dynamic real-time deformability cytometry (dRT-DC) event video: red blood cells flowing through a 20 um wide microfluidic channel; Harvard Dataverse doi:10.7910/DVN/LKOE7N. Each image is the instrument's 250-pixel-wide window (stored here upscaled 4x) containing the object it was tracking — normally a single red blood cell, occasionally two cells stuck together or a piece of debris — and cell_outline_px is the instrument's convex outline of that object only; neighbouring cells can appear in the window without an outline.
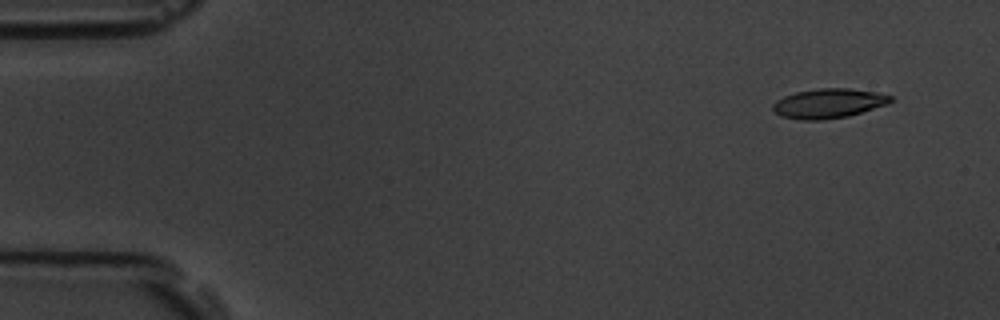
{"species": "common noctule bat (a hibernating species)", "species_latin": "Nyctalus noctula", "temperature_condition": "room temperature", "stored_images_in_passage": 5, "segment_of_instrument_passage": [1, 2], "camera_frame_rate_fps": 3000, "um_per_image_px": 0.085, "animal": {"sex": "male", "body_mass_g": 19.5, "forearm_length_mm": 54.6}, "frame": {"image": 1, "passage_image": 1, "time_ms": 0.0, "image_size_px": [1000, 320], "cell_outline_px": [[892, 100], [888, 104], [848, 116], [820, 120], [804, 120], [780, 116], [772, 108], [772, 104], [776, 100], [784, 96], [796, 92], [820, 88], [848, 88], [876, 92], [892, 96]], "centroid_in_image_um": [70.42, 8.78], "position_along_channel_um": 14.6, "area_um2": 20.17}}